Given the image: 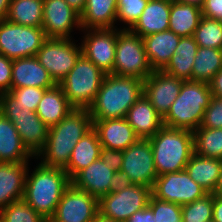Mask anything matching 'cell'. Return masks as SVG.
Wrapping results in <instances>:
<instances>
[{
	"label": "cell",
	"instance_id": "6da1fadb",
	"mask_svg": "<svg viewBox=\"0 0 222 222\" xmlns=\"http://www.w3.org/2000/svg\"><path fill=\"white\" fill-rule=\"evenodd\" d=\"M92 127L87 108L71 109L64 119L49 128L46 143L35 158L44 166L65 169L73 148Z\"/></svg>",
	"mask_w": 222,
	"mask_h": 222
},
{
	"label": "cell",
	"instance_id": "7a4b0ae2",
	"mask_svg": "<svg viewBox=\"0 0 222 222\" xmlns=\"http://www.w3.org/2000/svg\"><path fill=\"white\" fill-rule=\"evenodd\" d=\"M144 93V80L106 74L88 110L92 120L125 118L127 111Z\"/></svg>",
	"mask_w": 222,
	"mask_h": 222
},
{
	"label": "cell",
	"instance_id": "3957f363",
	"mask_svg": "<svg viewBox=\"0 0 222 222\" xmlns=\"http://www.w3.org/2000/svg\"><path fill=\"white\" fill-rule=\"evenodd\" d=\"M30 174L28 167L23 200L44 219L50 220L71 180L64 169L40 162Z\"/></svg>",
	"mask_w": 222,
	"mask_h": 222
},
{
	"label": "cell",
	"instance_id": "277c9868",
	"mask_svg": "<svg viewBox=\"0 0 222 222\" xmlns=\"http://www.w3.org/2000/svg\"><path fill=\"white\" fill-rule=\"evenodd\" d=\"M148 139L158 176L185 170L194 153L193 132L163 125Z\"/></svg>",
	"mask_w": 222,
	"mask_h": 222
},
{
	"label": "cell",
	"instance_id": "5b68a950",
	"mask_svg": "<svg viewBox=\"0 0 222 222\" xmlns=\"http://www.w3.org/2000/svg\"><path fill=\"white\" fill-rule=\"evenodd\" d=\"M212 93L209 83L184 81L180 94L163 118L165 126L194 132L201 126Z\"/></svg>",
	"mask_w": 222,
	"mask_h": 222
},
{
	"label": "cell",
	"instance_id": "8992f818",
	"mask_svg": "<svg viewBox=\"0 0 222 222\" xmlns=\"http://www.w3.org/2000/svg\"><path fill=\"white\" fill-rule=\"evenodd\" d=\"M106 74L83 54L71 71L58 83L74 108H89Z\"/></svg>",
	"mask_w": 222,
	"mask_h": 222
},
{
	"label": "cell",
	"instance_id": "52a82bcc",
	"mask_svg": "<svg viewBox=\"0 0 222 222\" xmlns=\"http://www.w3.org/2000/svg\"><path fill=\"white\" fill-rule=\"evenodd\" d=\"M0 112L14 124L23 145L35 158L46 143L49 127L30 108L18 107L9 93L0 94Z\"/></svg>",
	"mask_w": 222,
	"mask_h": 222
},
{
	"label": "cell",
	"instance_id": "ba28073f",
	"mask_svg": "<svg viewBox=\"0 0 222 222\" xmlns=\"http://www.w3.org/2000/svg\"><path fill=\"white\" fill-rule=\"evenodd\" d=\"M152 72L143 38L129 29H121L117 35L114 69L111 74L145 80Z\"/></svg>",
	"mask_w": 222,
	"mask_h": 222
},
{
	"label": "cell",
	"instance_id": "9c48e42d",
	"mask_svg": "<svg viewBox=\"0 0 222 222\" xmlns=\"http://www.w3.org/2000/svg\"><path fill=\"white\" fill-rule=\"evenodd\" d=\"M47 39L42 27L14 24L0 21V54L9 59L36 56Z\"/></svg>",
	"mask_w": 222,
	"mask_h": 222
},
{
	"label": "cell",
	"instance_id": "30bf717a",
	"mask_svg": "<svg viewBox=\"0 0 222 222\" xmlns=\"http://www.w3.org/2000/svg\"><path fill=\"white\" fill-rule=\"evenodd\" d=\"M151 195V188L132 184L102 196L98 200L99 213L116 222H126L135 212L148 206Z\"/></svg>",
	"mask_w": 222,
	"mask_h": 222
},
{
	"label": "cell",
	"instance_id": "8fae6325",
	"mask_svg": "<svg viewBox=\"0 0 222 222\" xmlns=\"http://www.w3.org/2000/svg\"><path fill=\"white\" fill-rule=\"evenodd\" d=\"M82 55V46L69 38H47L36 58L58 84Z\"/></svg>",
	"mask_w": 222,
	"mask_h": 222
},
{
	"label": "cell",
	"instance_id": "7c38bea8",
	"mask_svg": "<svg viewBox=\"0 0 222 222\" xmlns=\"http://www.w3.org/2000/svg\"><path fill=\"white\" fill-rule=\"evenodd\" d=\"M207 194L208 192L197 184L186 170L158 176L152 188V195L157 199L180 206L201 199Z\"/></svg>",
	"mask_w": 222,
	"mask_h": 222
},
{
	"label": "cell",
	"instance_id": "4fadbf2b",
	"mask_svg": "<svg viewBox=\"0 0 222 222\" xmlns=\"http://www.w3.org/2000/svg\"><path fill=\"white\" fill-rule=\"evenodd\" d=\"M121 28L82 29V54L105 74L114 69L117 35Z\"/></svg>",
	"mask_w": 222,
	"mask_h": 222
},
{
	"label": "cell",
	"instance_id": "5bb4252c",
	"mask_svg": "<svg viewBox=\"0 0 222 222\" xmlns=\"http://www.w3.org/2000/svg\"><path fill=\"white\" fill-rule=\"evenodd\" d=\"M121 170L128 174L132 184L153 188L158 174L149 139L139 138L123 150Z\"/></svg>",
	"mask_w": 222,
	"mask_h": 222
},
{
	"label": "cell",
	"instance_id": "9a60e30c",
	"mask_svg": "<svg viewBox=\"0 0 222 222\" xmlns=\"http://www.w3.org/2000/svg\"><path fill=\"white\" fill-rule=\"evenodd\" d=\"M98 213V199L71 183L64 191L50 221L92 222Z\"/></svg>",
	"mask_w": 222,
	"mask_h": 222
},
{
	"label": "cell",
	"instance_id": "2e32d148",
	"mask_svg": "<svg viewBox=\"0 0 222 222\" xmlns=\"http://www.w3.org/2000/svg\"><path fill=\"white\" fill-rule=\"evenodd\" d=\"M42 28L47 38H69L74 28L82 30L80 14L65 0H43Z\"/></svg>",
	"mask_w": 222,
	"mask_h": 222
},
{
	"label": "cell",
	"instance_id": "e0dca14e",
	"mask_svg": "<svg viewBox=\"0 0 222 222\" xmlns=\"http://www.w3.org/2000/svg\"><path fill=\"white\" fill-rule=\"evenodd\" d=\"M184 80L163 70L153 71L144 80L143 95L150 101L157 113L164 118L180 94Z\"/></svg>",
	"mask_w": 222,
	"mask_h": 222
},
{
	"label": "cell",
	"instance_id": "ac0fdd59",
	"mask_svg": "<svg viewBox=\"0 0 222 222\" xmlns=\"http://www.w3.org/2000/svg\"><path fill=\"white\" fill-rule=\"evenodd\" d=\"M56 84L36 56L13 60L11 89L24 87L49 89Z\"/></svg>",
	"mask_w": 222,
	"mask_h": 222
},
{
	"label": "cell",
	"instance_id": "d6986e66",
	"mask_svg": "<svg viewBox=\"0 0 222 222\" xmlns=\"http://www.w3.org/2000/svg\"><path fill=\"white\" fill-rule=\"evenodd\" d=\"M92 122L102 147L123 151L139 139L125 118Z\"/></svg>",
	"mask_w": 222,
	"mask_h": 222
},
{
	"label": "cell",
	"instance_id": "ffe728a7",
	"mask_svg": "<svg viewBox=\"0 0 222 222\" xmlns=\"http://www.w3.org/2000/svg\"><path fill=\"white\" fill-rule=\"evenodd\" d=\"M114 173L115 171L111 170L108 164L98 158L81 170L71 180V183L99 200L102 196L110 193V180Z\"/></svg>",
	"mask_w": 222,
	"mask_h": 222
},
{
	"label": "cell",
	"instance_id": "44dd1931",
	"mask_svg": "<svg viewBox=\"0 0 222 222\" xmlns=\"http://www.w3.org/2000/svg\"><path fill=\"white\" fill-rule=\"evenodd\" d=\"M29 162H0V210L23 199Z\"/></svg>",
	"mask_w": 222,
	"mask_h": 222
},
{
	"label": "cell",
	"instance_id": "7402d4cb",
	"mask_svg": "<svg viewBox=\"0 0 222 222\" xmlns=\"http://www.w3.org/2000/svg\"><path fill=\"white\" fill-rule=\"evenodd\" d=\"M125 119L141 139L154 136L164 125L163 118L144 95L127 111Z\"/></svg>",
	"mask_w": 222,
	"mask_h": 222
},
{
	"label": "cell",
	"instance_id": "603a6c76",
	"mask_svg": "<svg viewBox=\"0 0 222 222\" xmlns=\"http://www.w3.org/2000/svg\"><path fill=\"white\" fill-rule=\"evenodd\" d=\"M171 0H149L137 22L129 29L145 37L169 30Z\"/></svg>",
	"mask_w": 222,
	"mask_h": 222
},
{
	"label": "cell",
	"instance_id": "cb8c5ba5",
	"mask_svg": "<svg viewBox=\"0 0 222 222\" xmlns=\"http://www.w3.org/2000/svg\"><path fill=\"white\" fill-rule=\"evenodd\" d=\"M142 38L149 63L153 71H158L166 67L181 37L171 30H166Z\"/></svg>",
	"mask_w": 222,
	"mask_h": 222
},
{
	"label": "cell",
	"instance_id": "d4e9b609",
	"mask_svg": "<svg viewBox=\"0 0 222 222\" xmlns=\"http://www.w3.org/2000/svg\"><path fill=\"white\" fill-rule=\"evenodd\" d=\"M31 157L14 124L0 112V162H29Z\"/></svg>",
	"mask_w": 222,
	"mask_h": 222
},
{
	"label": "cell",
	"instance_id": "484cf974",
	"mask_svg": "<svg viewBox=\"0 0 222 222\" xmlns=\"http://www.w3.org/2000/svg\"><path fill=\"white\" fill-rule=\"evenodd\" d=\"M102 145L92 127L73 148L68 166L64 169L72 180L81 170L100 158Z\"/></svg>",
	"mask_w": 222,
	"mask_h": 222
},
{
	"label": "cell",
	"instance_id": "4316f807",
	"mask_svg": "<svg viewBox=\"0 0 222 222\" xmlns=\"http://www.w3.org/2000/svg\"><path fill=\"white\" fill-rule=\"evenodd\" d=\"M73 108L63 93L61 86L56 84L45 90L42 99L38 103L36 114L50 128L64 119Z\"/></svg>",
	"mask_w": 222,
	"mask_h": 222
},
{
	"label": "cell",
	"instance_id": "83f0119b",
	"mask_svg": "<svg viewBox=\"0 0 222 222\" xmlns=\"http://www.w3.org/2000/svg\"><path fill=\"white\" fill-rule=\"evenodd\" d=\"M117 0H87L80 15L82 29L117 28Z\"/></svg>",
	"mask_w": 222,
	"mask_h": 222
},
{
	"label": "cell",
	"instance_id": "f1b7e54d",
	"mask_svg": "<svg viewBox=\"0 0 222 222\" xmlns=\"http://www.w3.org/2000/svg\"><path fill=\"white\" fill-rule=\"evenodd\" d=\"M201 6L171 1L169 30L180 37L193 36L202 18Z\"/></svg>",
	"mask_w": 222,
	"mask_h": 222
},
{
	"label": "cell",
	"instance_id": "f546056e",
	"mask_svg": "<svg viewBox=\"0 0 222 222\" xmlns=\"http://www.w3.org/2000/svg\"><path fill=\"white\" fill-rule=\"evenodd\" d=\"M198 47L193 36L181 37L174 55L163 71L184 81L192 80V68Z\"/></svg>",
	"mask_w": 222,
	"mask_h": 222
},
{
	"label": "cell",
	"instance_id": "4dcf8cb0",
	"mask_svg": "<svg viewBox=\"0 0 222 222\" xmlns=\"http://www.w3.org/2000/svg\"><path fill=\"white\" fill-rule=\"evenodd\" d=\"M221 165L222 160L193 153L185 170L197 184L208 193H213L218 183Z\"/></svg>",
	"mask_w": 222,
	"mask_h": 222
},
{
	"label": "cell",
	"instance_id": "1f68e13d",
	"mask_svg": "<svg viewBox=\"0 0 222 222\" xmlns=\"http://www.w3.org/2000/svg\"><path fill=\"white\" fill-rule=\"evenodd\" d=\"M6 20L23 26L42 27L43 0H10Z\"/></svg>",
	"mask_w": 222,
	"mask_h": 222
},
{
	"label": "cell",
	"instance_id": "d6a6232c",
	"mask_svg": "<svg viewBox=\"0 0 222 222\" xmlns=\"http://www.w3.org/2000/svg\"><path fill=\"white\" fill-rule=\"evenodd\" d=\"M221 68L222 49L199 46L192 68V81L209 83Z\"/></svg>",
	"mask_w": 222,
	"mask_h": 222
},
{
	"label": "cell",
	"instance_id": "836d02e7",
	"mask_svg": "<svg viewBox=\"0 0 222 222\" xmlns=\"http://www.w3.org/2000/svg\"><path fill=\"white\" fill-rule=\"evenodd\" d=\"M194 153L222 160V128L198 127L194 132Z\"/></svg>",
	"mask_w": 222,
	"mask_h": 222
},
{
	"label": "cell",
	"instance_id": "e575fe53",
	"mask_svg": "<svg viewBox=\"0 0 222 222\" xmlns=\"http://www.w3.org/2000/svg\"><path fill=\"white\" fill-rule=\"evenodd\" d=\"M193 38L198 46L222 49V21L203 16Z\"/></svg>",
	"mask_w": 222,
	"mask_h": 222
},
{
	"label": "cell",
	"instance_id": "d590c367",
	"mask_svg": "<svg viewBox=\"0 0 222 222\" xmlns=\"http://www.w3.org/2000/svg\"><path fill=\"white\" fill-rule=\"evenodd\" d=\"M0 221L45 222L46 219L31 208L23 199H20L0 210Z\"/></svg>",
	"mask_w": 222,
	"mask_h": 222
},
{
	"label": "cell",
	"instance_id": "8d00e7d4",
	"mask_svg": "<svg viewBox=\"0 0 222 222\" xmlns=\"http://www.w3.org/2000/svg\"><path fill=\"white\" fill-rule=\"evenodd\" d=\"M183 222H208L212 221L213 193H208L203 198L181 206Z\"/></svg>",
	"mask_w": 222,
	"mask_h": 222
},
{
	"label": "cell",
	"instance_id": "74e56055",
	"mask_svg": "<svg viewBox=\"0 0 222 222\" xmlns=\"http://www.w3.org/2000/svg\"><path fill=\"white\" fill-rule=\"evenodd\" d=\"M149 0H117L116 20L124 23L122 29H130L143 13Z\"/></svg>",
	"mask_w": 222,
	"mask_h": 222
},
{
	"label": "cell",
	"instance_id": "f35d334b",
	"mask_svg": "<svg viewBox=\"0 0 222 222\" xmlns=\"http://www.w3.org/2000/svg\"><path fill=\"white\" fill-rule=\"evenodd\" d=\"M148 206L152 209L154 222H183L179 204L163 201L151 195Z\"/></svg>",
	"mask_w": 222,
	"mask_h": 222
},
{
	"label": "cell",
	"instance_id": "ab89813d",
	"mask_svg": "<svg viewBox=\"0 0 222 222\" xmlns=\"http://www.w3.org/2000/svg\"><path fill=\"white\" fill-rule=\"evenodd\" d=\"M45 90L44 88L24 87L11 89L8 93L16 100L18 107L30 108L31 111L36 112Z\"/></svg>",
	"mask_w": 222,
	"mask_h": 222
},
{
	"label": "cell",
	"instance_id": "60d3db41",
	"mask_svg": "<svg viewBox=\"0 0 222 222\" xmlns=\"http://www.w3.org/2000/svg\"><path fill=\"white\" fill-rule=\"evenodd\" d=\"M201 127L222 128V99L212 97L209 106L205 109Z\"/></svg>",
	"mask_w": 222,
	"mask_h": 222
},
{
	"label": "cell",
	"instance_id": "b9f144b4",
	"mask_svg": "<svg viewBox=\"0 0 222 222\" xmlns=\"http://www.w3.org/2000/svg\"><path fill=\"white\" fill-rule=\"evenodd\" d=\"M13 60L0 54V94L11 90Z\"/></svg>",
	"mask_w": 222,
	"mask_h": 222
},
{
	"label": "cell",
	"instance_id": "7bdbcfd3",
	"mask_svg": "<svg viewBox=\"0 0 222 222\" xmlns=\"http://www.w3.org/2000/svg\"><path fill=\"white\" fill-rule=\"evenodd\" d=\"M100 158L105 164H108L111 167V170H121L123 162L122 150H114L102 147L100 152Z\"/></svg>",
	"mask_w": 222,
	"mask_h": 222
},
{
	"label": "cell",
	"instance_id": "ee69618b",
	"mask_svg": "<svg viewBox=\"0 0 222 222\" xmlns=\"http://www.w3.org/2000/svg\"><path fill=\"white\" fill-rule=\"evenodd\" d=\"M201 10L202 16L222 21V0H204Z\"/></svg>",
	"mask_w": 222,
	"mask_h": 222
},
{
	"label": "cell",
	"instance_id": "f6af8a7d",
	"mask_svg": "<svg viewBox=\"0 0 222 222\" xmlns=\"http://www.w3.org/2000/svg\"><path fill=\"white\" fill-rule=\"evenodd\" d=\"M132 185L128 174L122 170L115 171L113 177L110 180V192L125 189Z\"/></svg>",
	"mask_w": 222,
	"mask_h": 222
},
{
	"label": "cell",
	"instance_id": "bcb514c9",
	"mask_svg": "<svg viewBox=\"0 0 222 222\" xmlns=\"http://www.w3.org/2000/svg\"><path fill=\"white\" fill-rule=\"evenodd\" d=\"M209 86L212 97L222 99V68L211 79Z\"/></svg>",
	"mask_w": 222,
	"mask_h": 222
},
{
	"label": "cell",
	"instance_id": "7dc6e473",
	"mask_svg": "<svg viewBox=\"0 0 222 222\" xmlns=\"http://www.w3.org/2000/svg\"><path fill=\"white\" fill-rule=\"evenodd\" d=\"M126 222H154L152 209L147 206L143 210L135 212Z\"/></svg>",
	"mask_w": 222,
	"mask_h": 222
},
{
	"label": "cell",
	"instance_id": "c3c4849f",
	"mask_svg": "<svg viewBox=\"0 0 222 222\" xmlns=\"http://www.w3.org/2000/svg\"><path fill=\"white\" fill-rule=\"evenodd\" d=\"M213 222H222V196L213 193Z\"/></svg>",
	"mask_w": 222,
	"mask_h": 222
},
{
	"label": "cell",
	"instance_id": "681fc988",
	"mask_svg": "<svg viewBox=\"0 0 222 222\" xmlns=\"http://www.w3.org/2000/svg\"><path fill=\"white\" fill-rule=\"evenodd\" d=\"M80 15L84 11L87 0H65Z\"/></svg>",
	"mask_w": 222,
	"mask_h": 222
},
{
	"label": "cell",
	"instance_id": "f907efd6",
	"mask_svg": "<svg viewBox=\"0 0 222 222\" xmlns=\"http://www.w3.org/2000/svg\"><path fill=\"white\" fill-rule=\"evenodd\" d=\"M9 5L10 0H0V21L6 19Z\"/></svg>",
	"mask_w": 222,
	"mask_h": 222
},
{
	"label": "cell",
	"instance_id": "816d5d0a",
	"mask_svg": "<svg viewBox=\"0 0 222 222\" xmlns=\"http://www.w3.org/2000/svg\"><path fill=\"white\" fill-rule=\"evenodd\" d=\"M213 193L222 196V165L220 168L218 183H217V186H216L215 191Z\"/></svg>",
	"mask_w": 222,
	"mask_h": 222
},
{
	"label": "cell",
	"instance_id": "f5cc1de1",
	"mask_svg": "<svg viewBox=\"0 0 222 222\" xmlns=\"http://www.w3.org/2000/svg\"><path fill=\"white\" fill-rule=\"evenodd\" d=\"M92 222H116V221L106 218L102 216L100 213H98Z\"/></svg>",
	"mask_w": 222,
	"mask_h": 222
},
{
	"label": "cell",
	"instance_id": "db71d44e",
	"mask_svg": "<svg viewBox=\"0 0 222 222\" xmlns=\"http://www.w3.org/2000/svg\"><path fill=\"white\" fill-rule=\"evenodd\" d=\"M171 1H179V2H185V3H193L196 5L201 6L204 0H171Z\"/></svg>",
	"mask_w": 222,
	"mask_h": 222
}]
</instances>
